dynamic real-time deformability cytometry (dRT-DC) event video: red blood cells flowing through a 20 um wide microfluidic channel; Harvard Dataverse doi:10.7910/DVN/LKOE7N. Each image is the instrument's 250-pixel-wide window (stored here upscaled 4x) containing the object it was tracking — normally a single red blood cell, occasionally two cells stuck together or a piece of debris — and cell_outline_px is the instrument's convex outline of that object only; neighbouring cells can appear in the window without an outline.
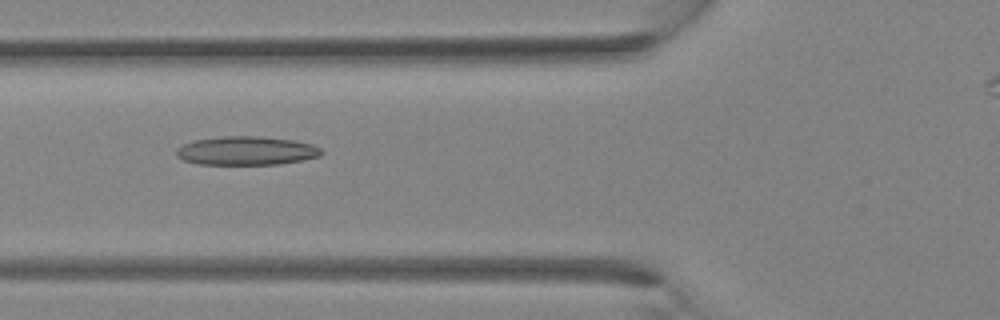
{"species": "Egyptian fruit bat (a non-hibernating species)", "species_latin": "Rousettus aegyptiacus", "temperature_condition": "room temperature", "stored_images_in_passage": 25, "camera_frame_rate_fps": 3000, "um_per_image_px": 0.085, "animal": {"sex": "female"}, "frame": {"image": 1, "passage_image": 6, "time_ms": 1.667, "image_size_px": [1000, 320], "cell_outline_px": [[324, 152], [320, 156], [304, 160], [280, 164], [196, 164], [184, 160], [176, 156], [176, 148], [184, 144], [196, 140], [224, 136], [256, 136], [296, 140], [312, 144], [320, 148]], "centroid_in_image_um": [20.97, 12.81], "position_along_channel_um": 104.8, "area_um2": 24.33}}
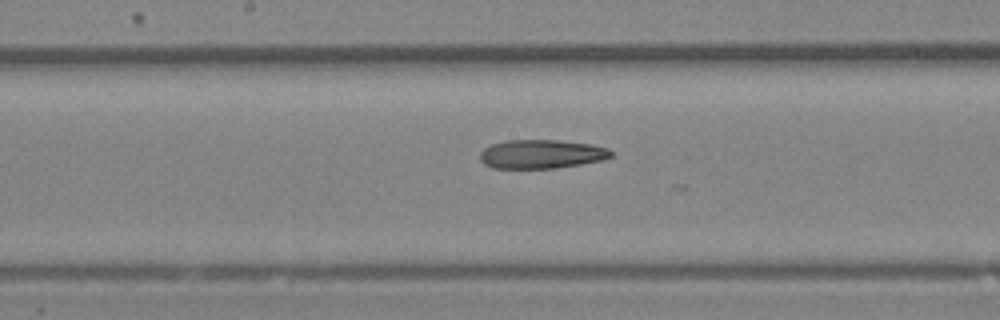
{"frame": {"image": 2, "passage_image": 11, "time_ms": 3.333, "image_size_px": [1000, 320], "cell_outline_px": [[612, 156], [604, 160], [580, 164], [552, 168], [492, 168], [484, 164], [480, 160], [480, 152], [484, 148], [492, 144], [508, 140], [560, 140], [592, 144], [608, 148], [612, 152]], "centroid_in_image_um": [46.02, 13.09], "position_along_channel_um": 202.2, "area_um2": 22.08}}
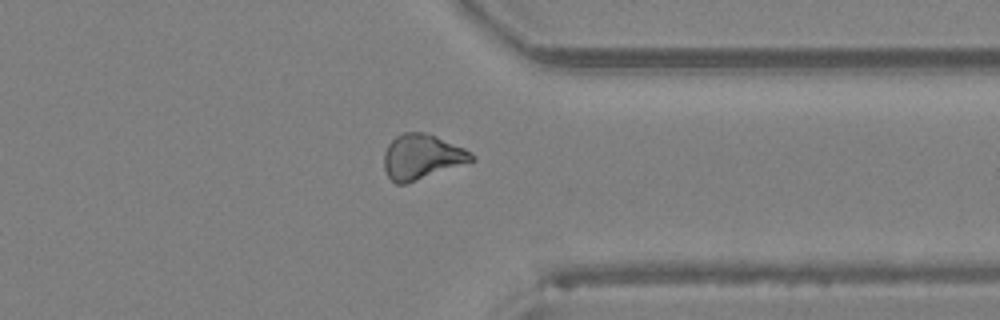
{"frame": {"image": 3, "passage_image": 20, "time_ms": 6.333, "image_size_px": [1000, 320], "cell_outline_px": [[476, 160], [404, 184], [396, 184], [388, 176], [384, 168], [384, 152], [388, 144], [396, 136], [404, 132], [424, 132], [436, 136], [464, 148], [472, 152], [476, 156]], "centroid_in_image_um": [35.86, 13.32], "position_along_channel_um": 375.5, "area_um2": 22.83}}